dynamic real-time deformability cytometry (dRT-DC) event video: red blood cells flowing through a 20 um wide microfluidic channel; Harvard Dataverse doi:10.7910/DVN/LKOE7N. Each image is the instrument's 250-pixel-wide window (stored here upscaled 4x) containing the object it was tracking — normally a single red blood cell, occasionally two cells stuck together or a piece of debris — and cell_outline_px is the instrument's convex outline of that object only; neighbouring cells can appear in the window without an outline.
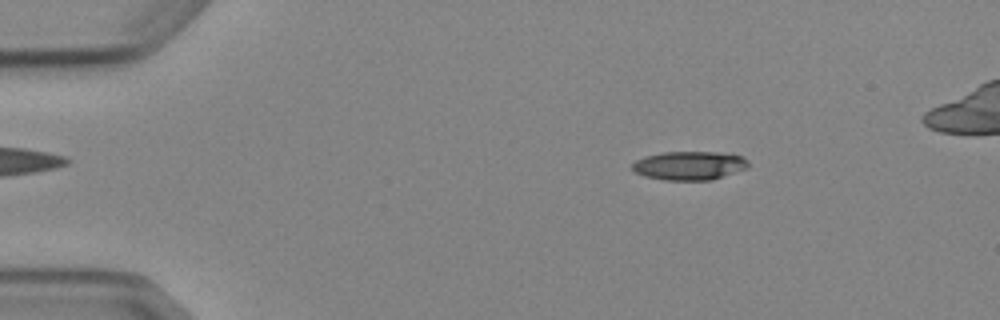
{"species": "Egyptian fruit bat (a non-hibernating species)", "species_latin": "Rousettus aegyptiacus", "temperature_condition": "cold", "stored_images_in_passage": 5, "camera_frame_rate_fps": 3000, "um_per_image_px": 0.085, "animal": {"sex": "female"}, "frame": {"image": 1, "passage_image": 2, "time_ms": 1.333, "image_size_px": [1000, 320], "cell_outline_px": [[748, 168], [712, 180], [664, 180], [644, 176], [636, 172], [632, 168], [632, 164], [636, 160], [644, 156], [664, 152], [720, 152], [744, 156], [748, 160]], "centroid_in_image_um": [58.62, 14.07], "position_along_channel_um": 26.4, "area_um2": 19.54}}